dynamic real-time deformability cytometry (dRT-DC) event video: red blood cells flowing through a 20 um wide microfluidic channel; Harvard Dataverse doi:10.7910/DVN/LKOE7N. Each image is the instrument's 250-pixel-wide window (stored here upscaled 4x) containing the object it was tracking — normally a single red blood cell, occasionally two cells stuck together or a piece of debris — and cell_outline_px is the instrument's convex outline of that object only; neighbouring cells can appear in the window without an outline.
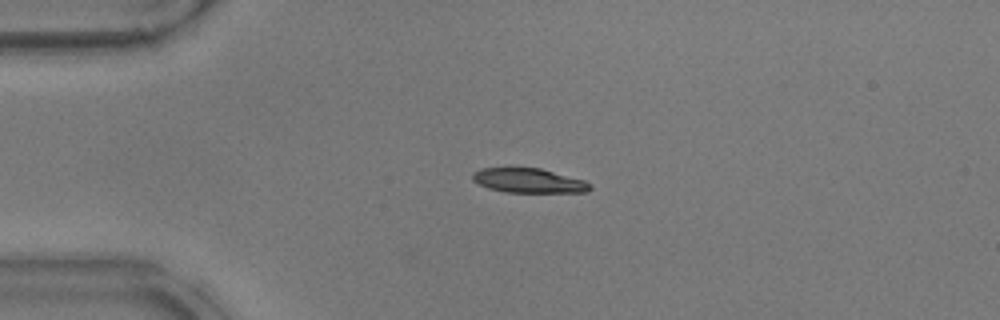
{"species": "common noctule bat (a hibernating species)", "species_latin": "Nyctalus noctula", "temperature_condition": "warm", "stored_images_in_passage": 40, "camera_frame_rate_fps": 3000, "um_per_image_px": 0.085, "animal": {"sex": "male", "body_mass_g": 17.9}, "frame": {"image": 1, "passage_image": 1, "time_ms": 0.0, "image_size_px": [1000, 320], "cell_outline_px": [[588, 188], [584, 192], [512, 192], [492, 188], [480, 184], [472, 176], [476, 172], [488, 168], [536, 168], [580, 180], [588, 184]], "centroid_in_image_um": [44.91, 15.36], "position_along_channel_um": 40.1, "area_um2": 15.49}}
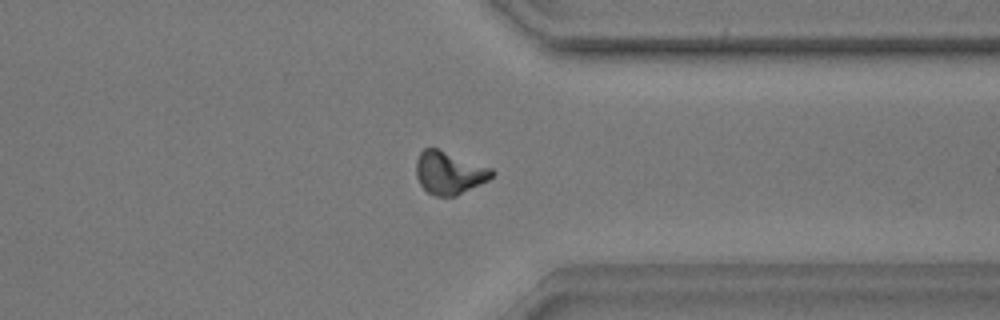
{"frame": {"image": 2, "passage_image": 29, "time_ms": 9.333, "image_size_px": [1000, 320], "cell_outline_px": [[492, 176], [452, 196], [440, 196], [428, 192], [420, 184], [416, 172], [416, 164], [420, 152], [424, 148], [436, 148], [488, 168], [492, 172]], "centroid_in_image_um": [38.07, 14.66], "position_along_channel_um": 373.3, "area_um2": 17.57}}
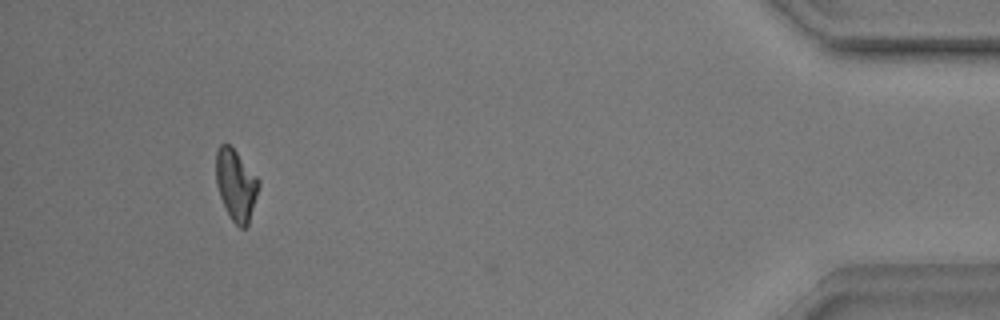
{"frame": {"image": 3, "passage_image": 37, "time_ms": 12.0, "image_size_px": [1000, 320], "cell_outline_px": [[256, 192], [248, 220], [244, 228], [240, 228], [232, 220], [224, 204], [216, 180], [216, 152], [220, 144], [228, 144], [232, 148], [256, 180]], "centroid_in_image_um": [19.97, 15.7], "position_along_channel_um": 415.2, "area_um2": 16.01}, "authors_computed_cell_mechanics": {"area_um2": 15.895, "velocity_mm_per_s": 3.9054, "shape_relaxation_time_tau1_ms": 6.9275, "shape_relaxation_time_tau2_ms": 3.1372, "deformation_change_tau1": 0.2428, "deformation_change_tau2": 0.1097}}